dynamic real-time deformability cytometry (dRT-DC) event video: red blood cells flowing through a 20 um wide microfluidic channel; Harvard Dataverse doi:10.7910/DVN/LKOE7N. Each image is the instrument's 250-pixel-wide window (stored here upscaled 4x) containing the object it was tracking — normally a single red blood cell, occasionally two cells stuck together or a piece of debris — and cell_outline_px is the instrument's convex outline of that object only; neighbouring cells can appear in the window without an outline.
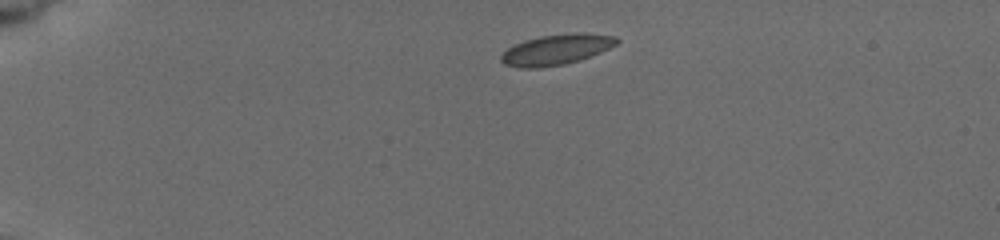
{"species": "common noctule bat (a hibernating species)", "species_latin": "Nyctalus noctula", "temperature_condition": "cold", "stored_images_in_passage": 4, "camera_frame_rate_fps": 3000, "um_per_image_px": 0.085, "animal": {"sex": "female", "body_mass_g": 19.5, "forearm_length_mm": 54.1}, "frame": {"image": 1, "passage_image": 1, "time_ms": 0.0, "image_size_px": [1000, 240], "cell_outline_px": [[620, 40], [616, 44], [600, 52], [564, 64], [540, 68], [520, 68], [504, 64], [500, 60], [500, 56], [508, 48], [524, 40], [540, 36], [576, 32], [584, 32], [616, 36]], "centroid_in_image_um": [47.27, 4.2], "position_along_channel_um": 37.7, "area_um2": 20.4}}
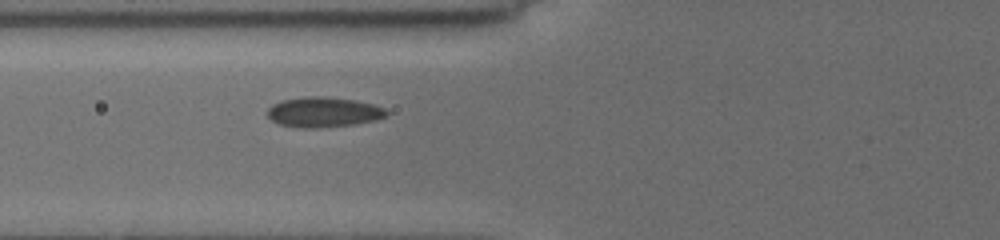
{"frame": {"image": 2, "passage_image": 4, "time_ms": 3.333, "image_size_px": [1000, 240], "cell_outline_px": [[388, 116], [372, 120], [352, 124], [312, 128], [304, 128], [280, 124], [272, 120], [264, 112], [272, 104], [280, 100], [304, 96], [324, 96], [356, 100], [372, 104], [384, 108], [388, 112]], "centroid_in_image_um": [27.44, 9.51], "position_along_channel_um": 98.4, "area_um2": 20.87}}